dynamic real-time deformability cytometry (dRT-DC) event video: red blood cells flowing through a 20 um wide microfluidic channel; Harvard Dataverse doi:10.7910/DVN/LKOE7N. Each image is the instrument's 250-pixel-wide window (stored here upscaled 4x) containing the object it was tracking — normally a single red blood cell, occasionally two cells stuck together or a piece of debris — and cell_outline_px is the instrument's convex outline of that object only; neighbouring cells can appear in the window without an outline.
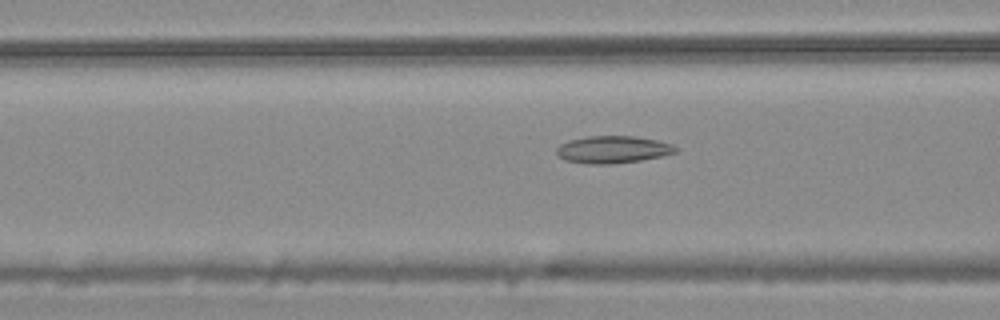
{"species": "common noctule bat (a hibernating species)", "species_latin": "Nyctalus noctula", "temperature_condition": "warm", "stored_images_in_passage": 54, "camera_frame_rate_fps": 3000, "um_per_image_px": 0.085, "animal": {"sex": "male", "body_mass_g": 20.4}, "frame": {"image": 1, "passage_image": 21, "time_ms": 6.667, "image_size_px": [1000, 320], "cell_outline_px": [[676, 152], [660, 156], [640, 160], [608, 164], [588, 164], [564, 160], [556, 152], [556, 148], [560, 144], [568, 140], [588, 136], [636, 136], [656, 140], [672, 144], [676, 148]], "centroid_in_image_um": [52.05, 12.7], "position_along_channel_um": 114.6, "area_um2": 18.79}}
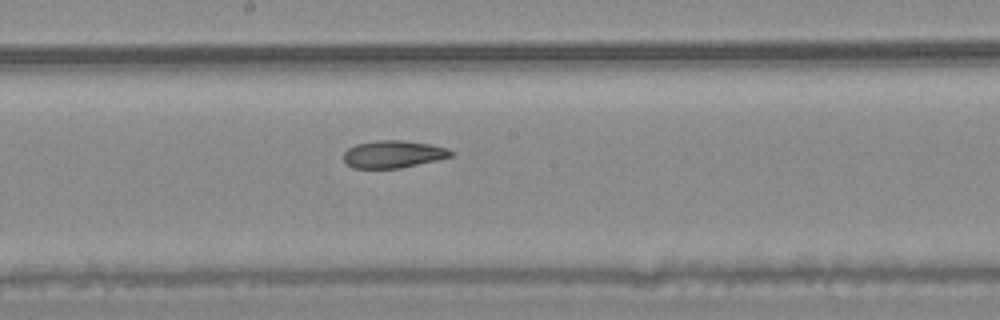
{"frame": {"image": 2, "passage_image": 29, "time_ms": 9.333, "image_size_px": [1000, 320], "cell_outline_px": [[452, 156], [436, 160], [400, 168], [352, 168], [344, 164], [344, 152], [348, 148], [356, 144], [376, 140], [400, 140], [428, 144], [448, 148], [452, 152]], "centroid_in_image_um": [33.37, 13.11], "position_along_channel_um": 214.8, "area_um2": 17.05}}
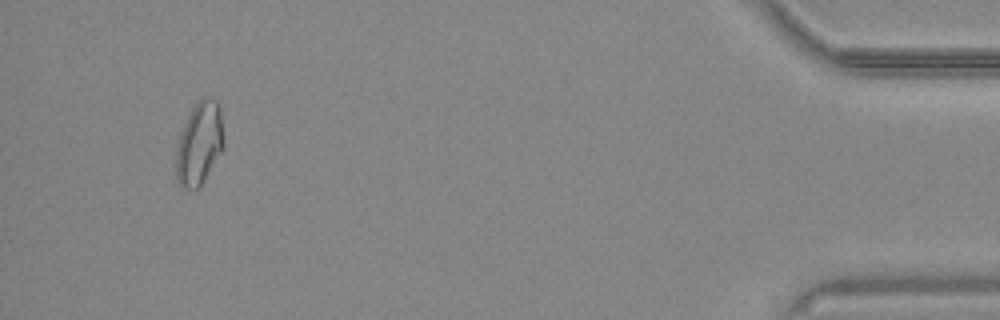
{"frame": {"image": 3, "passage_image": 51, "time_ms": 16.667, "image_size_px": [1000, 320], "cell_outline_px": [[224, 144], [220, 152], [200, 184], [196, 188], [180, 188], [176, 180], [176, 148], [180, 132], [192, 108], [204, 96], [208, 96], [216, 100], [220, 108]], "centroid_in_image_um": [16.91, 12.17], "position_along_channel_um": 418.3, "area_um2": 22.6}, "authors_computed_cell_mechanics": {"area_um2": 19.7676, "velocity_mm_per_s": 3.7537, "shape_relaxation_time_tau1_ms": null, "shape_relaxation_time_tau2_ms": 5.7935, "deformation_change_tau1": null, "deformation_change_tau2": 0.113}}